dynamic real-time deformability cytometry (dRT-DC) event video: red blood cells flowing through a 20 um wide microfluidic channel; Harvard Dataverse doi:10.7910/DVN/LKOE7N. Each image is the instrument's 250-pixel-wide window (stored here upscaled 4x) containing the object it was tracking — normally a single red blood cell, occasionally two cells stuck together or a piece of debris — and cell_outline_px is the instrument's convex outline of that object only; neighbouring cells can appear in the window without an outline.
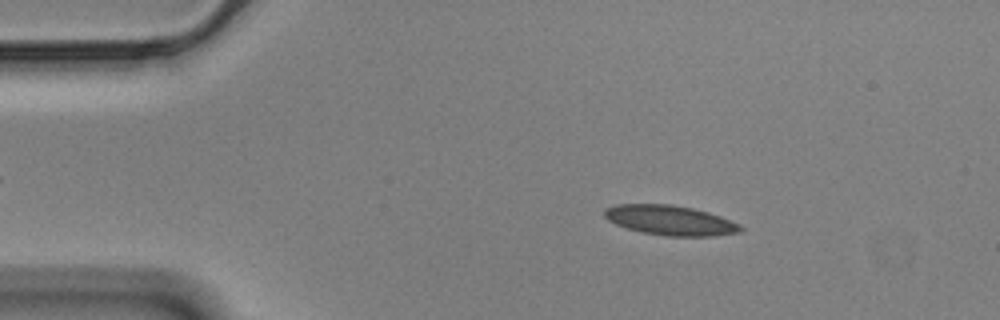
{"species": "Egyptian fruit bat (a non-hibernating species)", "species_latin": "Rousettus aegyptiacus", "temperature_condition": "cold", "stored_images_in_passage": 55, "camera_frame_rate_fps": 3000, "um_per_image_px": 0.085, "animal": {"sex": "male"}, "frame": {"image": 1, "passage_image": 8, "time_ms": 2.333, "image_size_px": [1000, 320], "cell_outline_px": [[744, 228], [740, 232], [712, 236], [664, 236], [640, 232], [616, 224], [608, 220], [604, 216], [604, 208], [616, 204], [672, 204], [692, 208], [708, 212], [720, 216], [740, 224]], "centroid_in_image_um": [56.96, 18.72], "position_along_channel_um": 28.0, "area_um2": 23.76}}
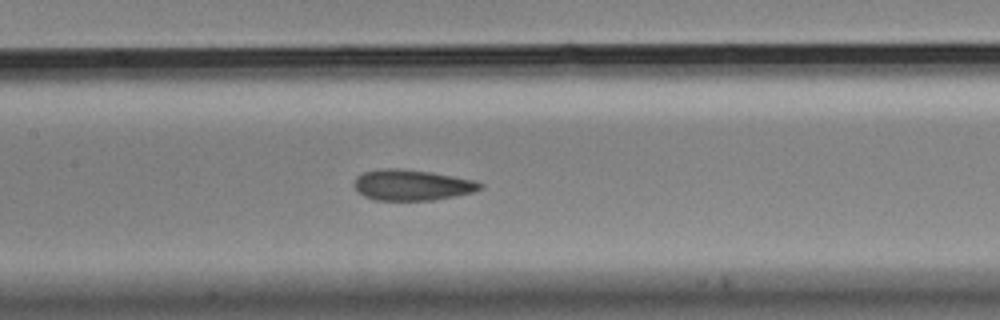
{"frame": {"image": 2, "passage_image": 25, "time_ms": 8.0, "image_size_px": [1000, 320], "cell_outline_px": [[484, 188], [472, 192], [456, 196], [432, 200], [376, 200], [364, 196], [356, 192], [352, 184], [356, 176], [364, 172], [384, 168], [396, 168], [432, 172], [472, 180], [484, 184]], "centroid_in_image_um": [34.97, 15.73], "position_along_channel_um": 172.4, "area_um2": 22.72}}
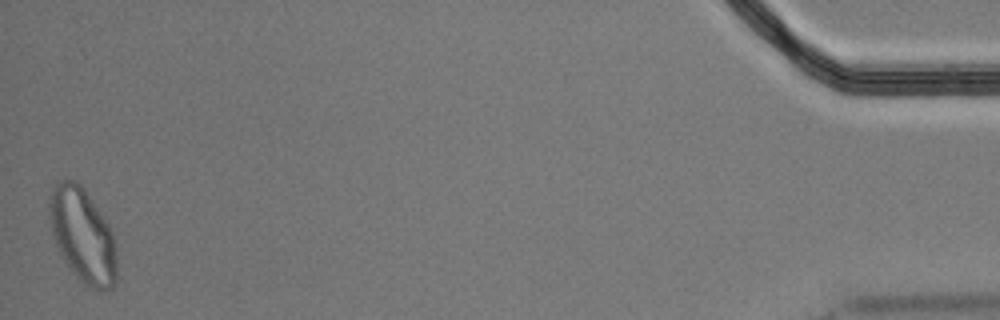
{"frame": {"image": 3, "passage_image": 55, "time_ms": 18.0, "image_size_px": [1000, 320], "cell_outline_px": [[116, 280], [112, 288], [104, 292], [100, 292], [84, 284], [76, 276], [64, 260], [56, 244], [52, 232], [48, 216], [48, 204], [52, 188], [56, 180], [76, 180], [84, 188], [108, 224], [112, 232], [116, 244]], "centroid_in_image_um": [7.02, 20.0], "position_along_channel_um": 428.2, "area_um2": 37.22}, "authors_computed_cell_mechanics": {"area_um2": 23.3512, "velocity_mm_per_s": 3.4813, "shape_relaxation_time_tau1_ms": null, "shape_relaxation_time_tau2_ms": 1.9584, "deformation_change_tau1": null, "deformation_change_tau2": 0.0834}}